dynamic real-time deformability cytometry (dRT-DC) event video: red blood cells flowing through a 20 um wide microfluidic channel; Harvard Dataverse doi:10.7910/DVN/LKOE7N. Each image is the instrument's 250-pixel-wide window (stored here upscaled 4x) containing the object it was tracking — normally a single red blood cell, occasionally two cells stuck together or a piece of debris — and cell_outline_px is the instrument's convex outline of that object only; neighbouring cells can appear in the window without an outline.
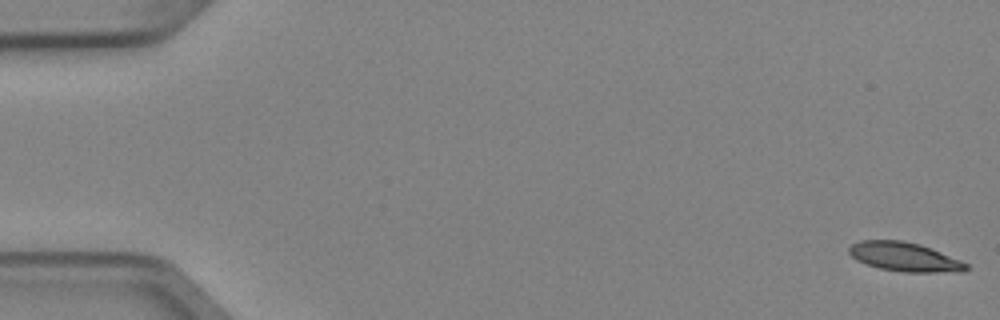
{"species": "Egyptian fruit bat (a non-hibernating species)", "species_latin": "Rousettus aegyptiacus", "temperature_condition": "cold", "stored_images_in_passage": 5, "camera_frame_rate_fps": 3000, "um_per_image_px": 0.085, "animal": {"sex": "female"}, "frame": {"image": 1, "passage_image": 1, "time_ms": 0.0, "image_size_px": [1000, 320], "cell_outline_px": [[968, 268], [964, 272], [904, 272], [880, 268], [856, 260], [848, 252], [848, 248], [852, 244], [860, 240], [900, 240], [920, 244], [932, 248], [960, 260], [968, 264]], "centroid_in_image_um": [76.9, 21.83], "position_along_channel_um": 8.1, "area_um2": 19.83}}
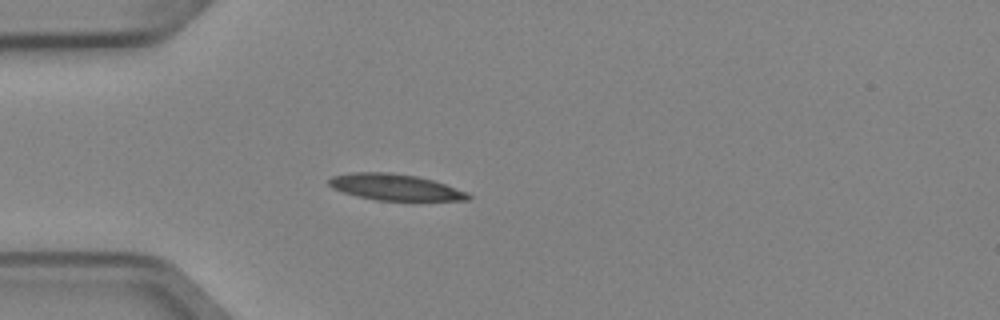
{"frame": {"image": 2, "passage_image": 5, "time_ms": 1.333, "image_size_px": [1000, 320], "cell_outline_px": [[472, 196], [468, 200], [376, 200], [356, 196], [332, 188], [328, 184], [328, 180], [332, 176], [352, 172], [392, 172], [416, 176], [432, 180], [468, 192]], "centroid_in_image_um": [33.56, 15.9], "position_along_channel_um": 51.4, "area_um2": 21.21}}